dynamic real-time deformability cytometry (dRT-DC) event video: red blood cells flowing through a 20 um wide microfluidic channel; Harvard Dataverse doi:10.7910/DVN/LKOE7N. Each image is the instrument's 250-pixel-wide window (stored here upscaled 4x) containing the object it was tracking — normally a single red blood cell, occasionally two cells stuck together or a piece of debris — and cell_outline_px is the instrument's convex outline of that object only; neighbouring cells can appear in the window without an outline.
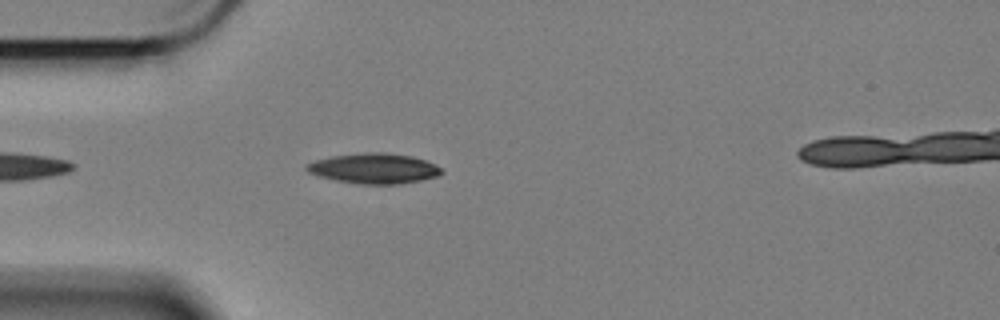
{"species": "Egyptian fruit bat (a non-hibernating species)", "species_latin": "Rousettus aegyptiacus", "temperature_condition": "cold", "stored_images_in_passage": 30, "camera_frame_rate_fps": 3000, "um_per_image_px": 0.085, "animal": {"sex": "female"}, "frame": {"image": 1, "passage_image": 5, "time_ms": 1.333, "image_size_px": [1000, 320], "cell_outline_px": [[444, 172], [440, 176], [400, 184], [360, 184], [336, 180], [320, 176], [308, 172], [304, 168], [308, 164], [316, 160], [332, 156], [368, 152], [384, 152], [412, 156], [436, 164]], "centroid_in_image_um": [31.83, 14.32], "position_along_channel_um": 53.2, "area_um2": 23.7}}
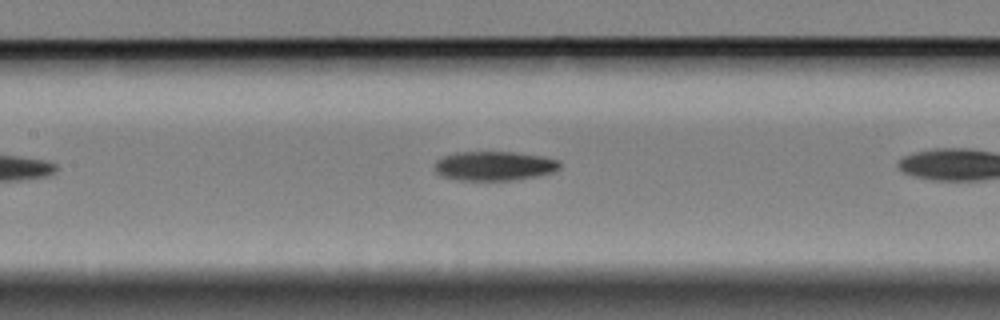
{"frame": {"image": 2, "passage_image": 12, "time_ms": 3.667, "image_size_px": [1000, 320], "cell_outline_px": [[560, 168], [552, 172], [540, 176], [516, 180], [456, 180], [440, 176], [436, 172], [436, 160], [444, 156], [456, 152], [512, 152], [540, 156], [560, 160]], "centroid_in_image_um": [42.02, 14.11], "position_along_channel_um": 165.4, "area_um2": 21.44}}
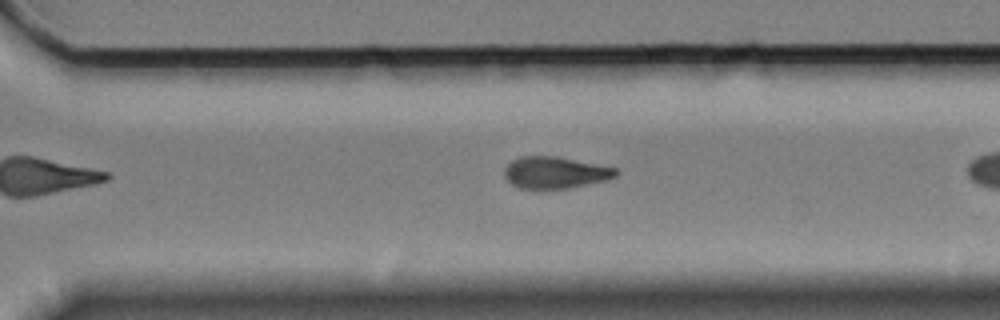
{"frame": {"image": 3, "passage_image": 26, "time_ms": 8.333, "image_size_px": [1000, 320], "cell_outline_px": [[620, 172], [616, 176], [608, 180], [568, 188], [520, 188], [512, 184], [504, 176], [504, 168], [512, 160], [520, 156], [556, 156], [616, 168]], "centroid_in_image_um": [47.19, 14.66], "position_along_channel_um": 323.4, "area_um2": 20.52}, "authors_computed_cell_mechanics": {"area_um2": 21.8195, "velocity_mm_per_s": 3.3936, "shape_relaxation_time_tau1_ms": 4.5833, "shape_relaxation_time_tau2_ms": 4.8931, "deformation_change_tau1": 0.115, "deformation_change_tau2": 0.1371}}